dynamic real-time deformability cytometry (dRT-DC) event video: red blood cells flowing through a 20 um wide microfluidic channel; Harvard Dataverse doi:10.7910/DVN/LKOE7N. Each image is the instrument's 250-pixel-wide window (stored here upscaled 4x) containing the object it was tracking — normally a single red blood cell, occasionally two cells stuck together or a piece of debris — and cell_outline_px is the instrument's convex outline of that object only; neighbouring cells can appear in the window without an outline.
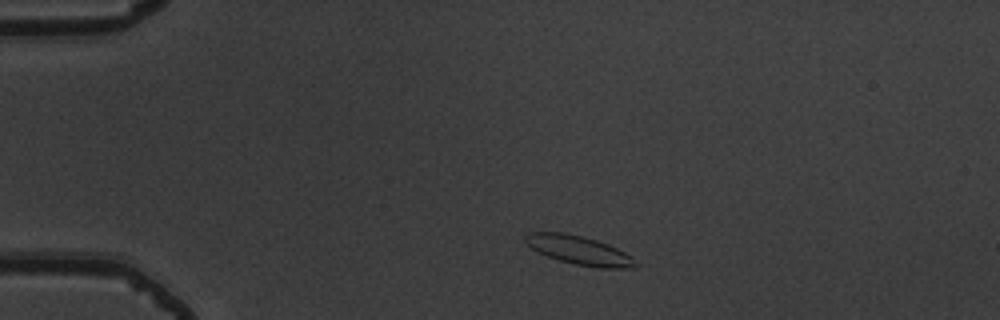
{"species": "common noctule bat (a hibernating species)", "species_latin": "Nyctalus noctula", "temperature_condition": "warm", "stored_images_in_passage": 4, "camera_frame_rate_fps": 3000, "um_per_image_px": 0.085, "animal": {"sex": "male", "body_mass_g": 19.5, "forearm_length_mm": 54.6}, "frame": {"image": 1, "passage_image": 2, "time_ms": 0.333, "image_size_px": [1000, 320], "cell_outline_px": [[640, 264], [632, 268], [600, 268], [576, 264], [560, 260], [548, 256], [532, 248], [524, 240], [524, 236], [528, 232], [564, 232], [584, 236], [608, 244], [632, 256]], "centroid_in_image_um": [49.26, 21.26], "position_along_channel_um": 35.7, "area_um2": 18.44}}
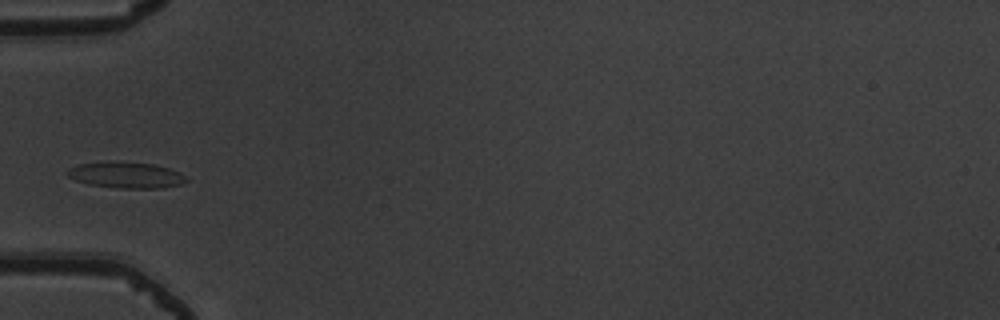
{"frame": {"image": 2, "passage_image": 4, "time_ms": 1.0, "image_size_px": [1000, 320], "cell_outline_px": [[188, 180], [184, 184], [164, 188], [120, 188], [88, 184], [76, 180], [68, 176], [64, 172], [68, 168], [80, 164], [112, 160], [152, 164], [168, 168], [180, 172], [188, 176]], "centroid_in_image_um": [10.74, 14.87], "position_along_channel_um": 74.3, "area_um2": 18.44}}